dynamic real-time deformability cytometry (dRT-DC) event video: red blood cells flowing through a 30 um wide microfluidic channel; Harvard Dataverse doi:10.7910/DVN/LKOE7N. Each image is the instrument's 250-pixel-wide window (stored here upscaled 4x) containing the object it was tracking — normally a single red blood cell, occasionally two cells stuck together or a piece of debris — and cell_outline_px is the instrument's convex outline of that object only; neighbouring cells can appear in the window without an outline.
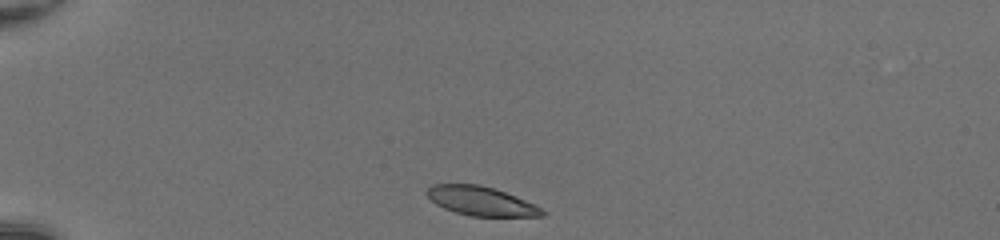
{"species": "common noctule bat (a hibernating species)", "species_latin": "Nyctalus noctula", "temperature_condition": "room temperature", "stored_images_in_passage": 35, "camera_frame_rate_fps": 3000, "um_per_image_px": 0.085, "animal": {"sex": "female", "body_mass_g": 20.0, "forearm_length_mm": 54.0}, "frame": {"image": 1, "passage_image": 1, "time_ms": 0.0, "image_size_px": [1000, 240], "cell_outline_px": [[548, 212], [544, 216], [472, 216], [456, 212], [444, 208], [436, 204], [428, 196], [428, 188], [432, 184], [480, 184], [496, 188], [536, 204], [544, 208]], "centroid_in_image_um": [40.98, 17.09], "position_along_channel_um": 44.0, "area_um2": 19.65}}
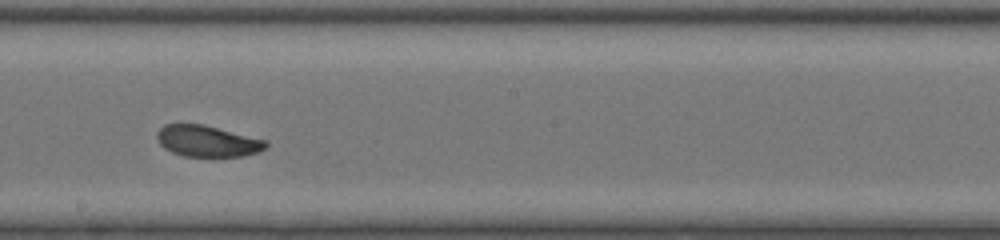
{"frame": {"image": 2, "passage_image": 18, "time_ms": 5.667, "image_size_px": [1000, 240], "cell_outline_px": [[268, 148], [260, 152], [244, 156], [184, 156], [172, 152], [164, 148], [160, 144], [156, 136], [156, 132], [164, 124], [204, 124], [268, 140]], "centroid_in_image_um": [17.67, 11.99], "position_along_channel_um": 230.5, "area_um2": 20.11}}
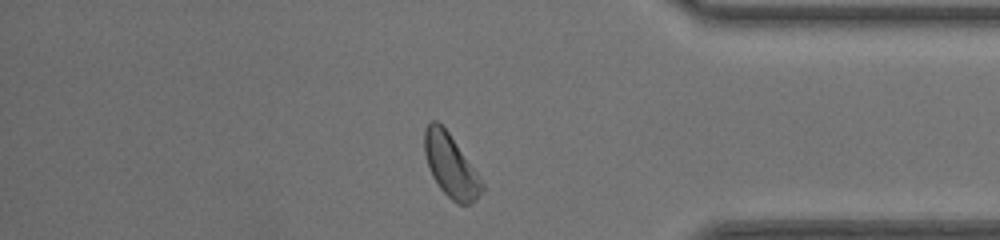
{"frame": {"image": 3, "passage_image": 31, "time_ms": 10.0, "image_size_px": [1000, 240], "cell_outline_px": [[484, 192], [472, 204], [460, 204], [452, 200], [440, 188], [432, 176], [424, 152], [424, 128], [432, 120], [436, 120], [448, 132], [476, 172], [484, 184]], "centroid_in_image_um": [38.31, 14.11], "position_along_channel_um": 396.9, "area_um2": 20.75}, "authors_computed_cell_mechanics": {"area_um2": 20.519, "velocity_mm_per_s": 4.1934, "shape_relaxation_time_tau1_ms": 2.202, "shape_relaxation_time_tau2_ms": 3.2746, "deformation_change_tau1": 0.1023, "deformation_change_tau2": 0.0937}}